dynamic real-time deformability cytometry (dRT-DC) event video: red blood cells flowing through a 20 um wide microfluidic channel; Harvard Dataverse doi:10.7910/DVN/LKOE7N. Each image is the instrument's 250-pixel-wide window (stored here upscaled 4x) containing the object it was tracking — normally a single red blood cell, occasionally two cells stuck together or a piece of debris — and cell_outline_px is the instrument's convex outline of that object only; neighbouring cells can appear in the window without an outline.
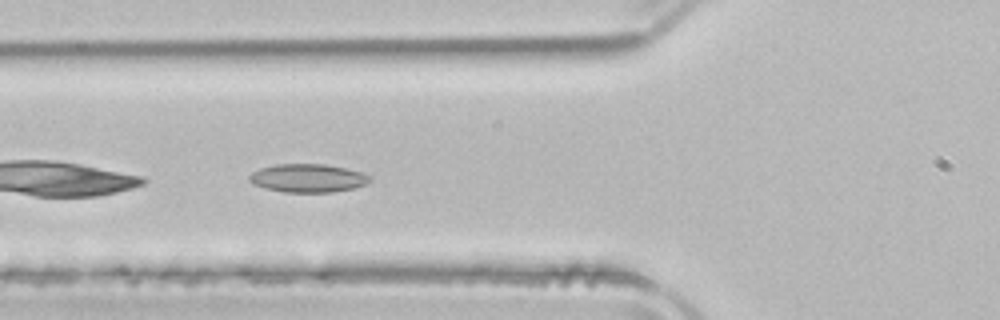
{"species": "common noctule bat (a hibernating species)", "species_latin": "Nyctalus noctula", "temperature_condition": "room temperature", "stored_images_in_passage": 22, "camera_frame_rate_fps": 3000, "um_per_image_px": 0.085, "animal": {"sex": "male", "body_mass_g": 21.5, "forearm_length_mm": 52.0}, "frame": {"image": 1, "passage_image": 4, "time_ms": 1.0, "image_size_px": [1000, 320], "cell_outline_px": [[372, 180], [364, 184], [352, 188], [332, 192], [284, 192], [264, 188], [252, 184], [248, 180], [248, 176], [252, 172], [260, 168], [276, 164], [324, 164], [344, 168], [360, 172], [372, 176]], "centroid_in_image_um": [26.12, 15.14], "position_along_channel_um": 99.7, "area_um2": 19.88}}
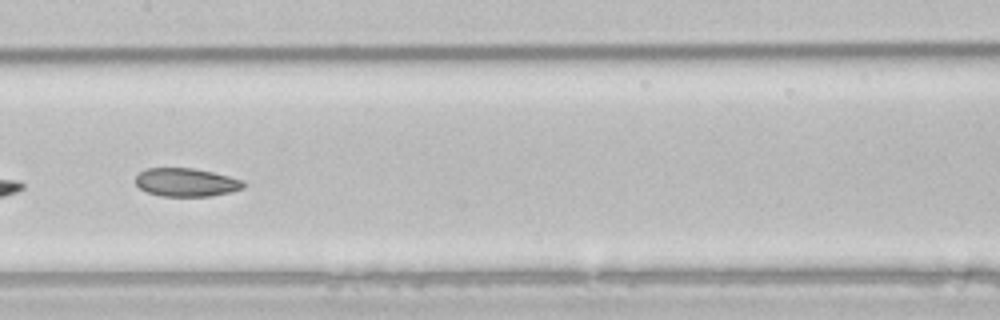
{"frame": {"image": 2, "passage_image": 11, "time_ms": 3.333, "image_size_px": [1000, 320], "cell_outline_px": [[244, 188], [232, 192], [212, 196], [160, 196], [148, 192], [140, 188], [136, 184], [136, 176], [144, 168], [192, 168], [212, 172], [244, 180]], "centroid_in_image_um": [15.84, 15.5], "position_along_channel_um": 191.6, "area_um2": 17.86}}
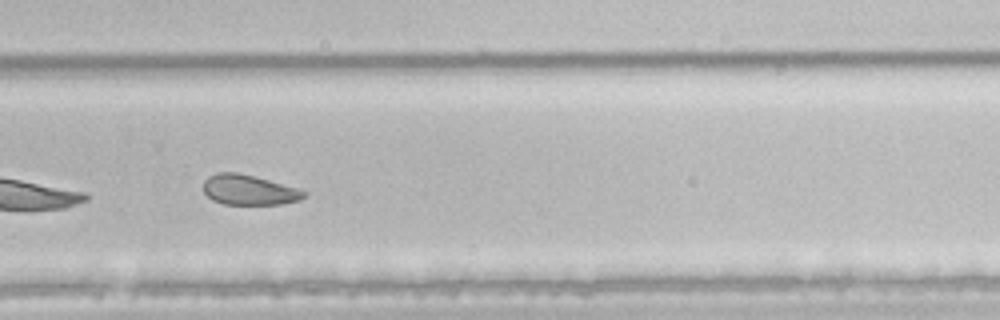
{"frame": {"image": 3, "passage_image": 20, "time_ms": 6.333, "image_size_px": [1000, 320], "cell_outline_px": [[308, 196], [300, 200], [280, 204], [224, 204], [212, 200], [204, 192], [204, 180], [208, 176], [216, 172], [236, 172], [268, 180], [296, 188], [308, 192]], "centroid_in_image_um": [21.16, 16.15], "position_along_channel_um": 308.6, "area_um2": 17.57}}